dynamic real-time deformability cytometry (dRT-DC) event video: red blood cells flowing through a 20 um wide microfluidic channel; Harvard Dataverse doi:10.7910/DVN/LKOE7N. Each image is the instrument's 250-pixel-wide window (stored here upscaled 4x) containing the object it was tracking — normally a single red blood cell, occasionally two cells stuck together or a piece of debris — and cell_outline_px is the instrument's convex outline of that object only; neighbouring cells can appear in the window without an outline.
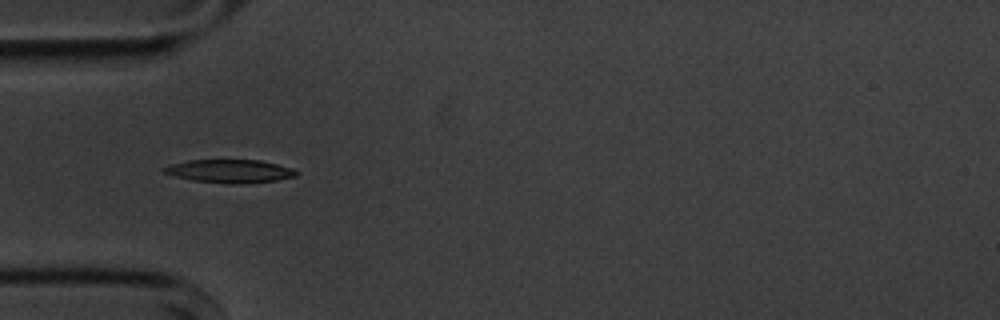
{"species": "common noctule bat (a hibernating species)", "species_latin": "Nyctalus noctula", "temperature_condition": "cold", "stored_images_in_passage": 5, "camera_frame_rate_fps": 3000, "um_per_image_px": 0.085, "animal": {"sex": "male", "body_mass_g": 20.1, "forearm_length_mm": 53.5}, "frame": {"image": 1, "passage_image": 5, "time_ms": 4.667, "image_size_px": [1000, 320], "cell_outline_px": [[300, 172], [296, 176], [276, 180], [232, 184], [192, 180], [176, 176], [164, 172], [160, 168], [168, 164], [188, 160], [260, 160], [292, 168]], "centroid_in_image_um": [19.51, 14.53], "position_along_channel_um": 65.5, "area_um2": 17.8}}